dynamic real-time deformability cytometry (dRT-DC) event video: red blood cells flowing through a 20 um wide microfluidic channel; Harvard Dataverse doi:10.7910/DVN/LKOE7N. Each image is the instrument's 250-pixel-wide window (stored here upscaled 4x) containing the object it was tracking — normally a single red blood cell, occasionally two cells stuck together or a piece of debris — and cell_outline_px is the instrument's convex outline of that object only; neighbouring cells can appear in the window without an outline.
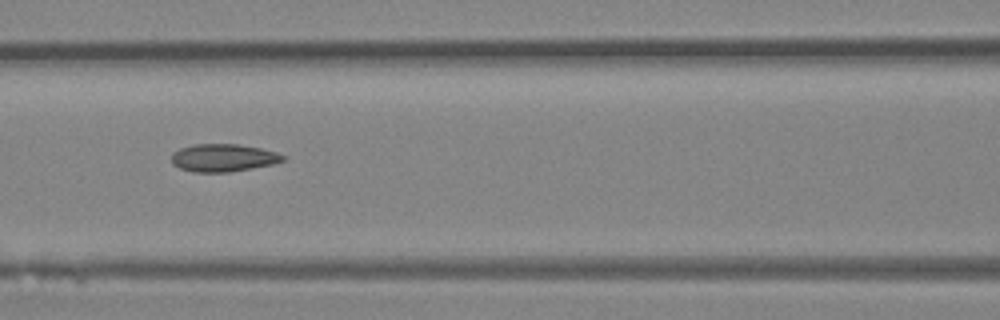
{"species": "Egyptian fruit bat (a non-hibernating species)", "species_latin": "Rousettus aegyptiacus", "temperature_condition": "room temperature", "stored_images_in_passage": 7, "camera_frame_rate_fps": 3000, "um_per_image_px": 0.085, "animal": {"sex": "female"}, "frame": {"image": 1, "passage_image": 6, "time_ms": 1.667, "image_size_px": [1000, 320], "cell_outline_px": [[288, 156], [284, 160], [276, 164], [228, 172], [192, 172], [180, 168], [172, 164], [172, 152], [180, 148], [192, 144], [240, 144], [260, 148], [276, 152]], "centroid_in_image_um": [19.0, 13.41], "position_along_channel_um": 147.6, "area_um2": 18.21}}
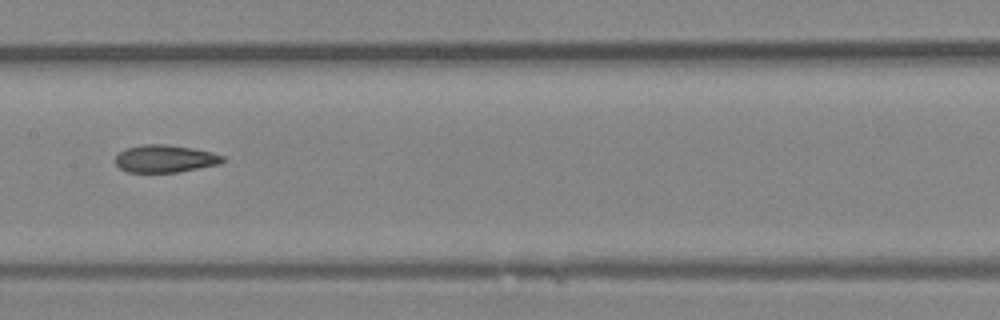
{"frame": {"image": 2, "passage_image": 7, "time_ms": 2.0, "image_size_px": [1000, 320], "cell_outline_px": [[228, 160], [220, 164], [180, 172], [128, 172], [120, 168], [116, 164], [116, 156], [124, 148], [144, 144], [164, 144], [192, 148], [212, 152], [224, 156]], "centroid_in_image_um": [14.07, 13.49], "position_along_channel_um": 193.3, "area_um2": 17.34}}